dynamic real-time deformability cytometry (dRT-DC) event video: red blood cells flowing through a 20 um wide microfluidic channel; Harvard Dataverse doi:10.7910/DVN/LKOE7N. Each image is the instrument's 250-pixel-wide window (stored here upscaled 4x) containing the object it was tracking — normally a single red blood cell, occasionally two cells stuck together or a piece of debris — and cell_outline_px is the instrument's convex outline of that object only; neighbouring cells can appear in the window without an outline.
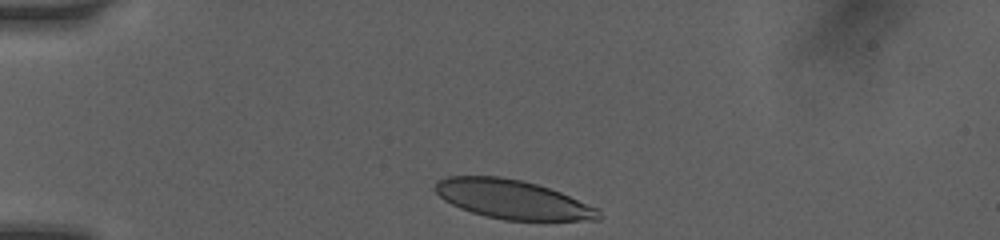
{"species": "human", "species_latin": "Homo sapiens", "temperature_condition": "room temperature", "stored_images_in_passage": 2, "camera_frame_rate_fps": 3000, "um_per_image_px": 0.085, "donor": {"sex": "female"}, "frame": {"image": 1, "passage_image": 1, "time_ms": 0.0, "image_size_px": [1000, 240], "cell_outline_px": [[600, 220], [504, 220], [484, 216], [460, 208], [444, 200], [432, 188], [436, 180], [448, 176], [500, 176], [520, 180], [536, 184], [560, 192], [600, 208]], "centroid_in_image_um": [43.55, 16.94], "position_along_channel_um": 41.5, "area_um2": 37.22}}